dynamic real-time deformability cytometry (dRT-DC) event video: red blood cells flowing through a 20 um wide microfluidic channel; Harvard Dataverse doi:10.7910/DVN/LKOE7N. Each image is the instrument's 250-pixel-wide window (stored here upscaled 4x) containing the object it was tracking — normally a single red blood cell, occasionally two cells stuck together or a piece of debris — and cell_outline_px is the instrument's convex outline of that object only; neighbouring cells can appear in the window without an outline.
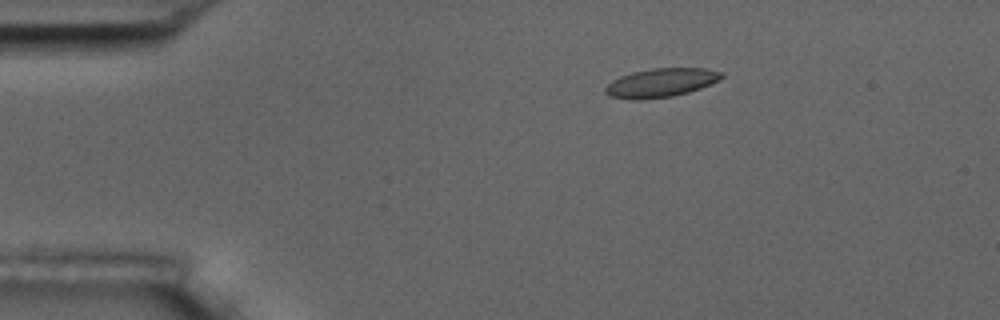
{"species": "common noctule bat (a hibernating species)", "species_latin": "Nyctalus noctula", "temperature_condition": "room temperature", "stored_images_in_passage": 4, "camera_frame_rate_fps": 3000, "um_per_image_px": 0.085, "animal": {"sex": "male", "body_mass_g": 17.5, "forearm_length_mm": 52.3}, "frame": {"image": 1, "passage_image": 1, "time_ms": 0.0, "image_size_px": [1000, 320], "cell_outline_px": [[724, 76], [720, 80], [700, 88], [688, 92], [672, 96], [640, 100], [608, 96], [604, 92], [604, 88], [612, 80], [620, 76], [632, 72], [652, 68], [704, 68], [724, 72]], "centroid_in_image_um": [56.18, 7.02], "position_along_channel_um": 28.8, "area_um2": 19.54}}